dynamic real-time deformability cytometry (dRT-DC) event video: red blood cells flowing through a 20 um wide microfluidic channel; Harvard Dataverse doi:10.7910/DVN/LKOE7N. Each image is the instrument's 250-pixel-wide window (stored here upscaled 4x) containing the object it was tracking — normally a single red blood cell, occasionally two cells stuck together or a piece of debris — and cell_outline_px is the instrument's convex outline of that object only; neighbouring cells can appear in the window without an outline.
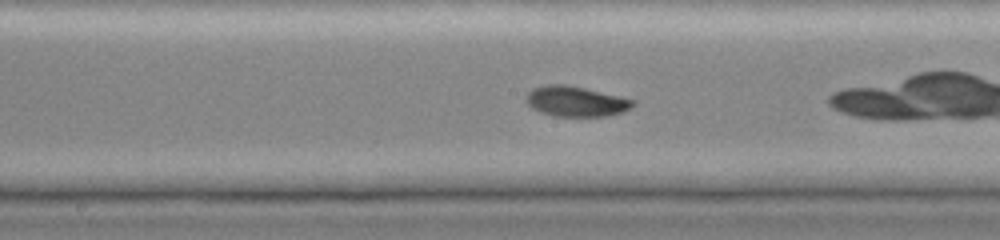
{"species": "common noctule bat (a hibernating species)", "species_latin": "Nyctalus noctula", "temperature_condition": "cold", "stored_images_in_passage": 47, "camera_frame_rate_fps": 3000, "um_per_image_px": 0.085, "animal": {"sex": "female", "body_mass_g": 19.0, "forearm_length_mm": 51.5}, "frame": {"image": 1, "passage_image": 22, "time_ms": 7.0, "image_size_px": [1000, 240], "cell_outline_px": [[636, 104], [620, 112], [608, 116], [552, 116], [540, 112], [532, 108], [524, 100], [524, 96], [532, 88], [548, 84], [568, 84], [636, 100]], "centroid_in_image_um": [48.89, 8.61], "position_along_channel_um": 199.3, "area_um2": 18.96}}
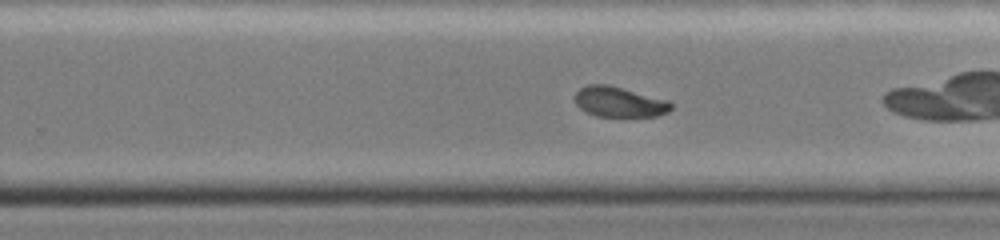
{"frame": {"image": 2, "passage_image": 28, "time_ms": 9.0, "image_size_px": [1000, 240], "cell_outline_px": [[672, 108], [668, 112], [656, 116], [596, 116], [584, 112], [576, 104], [576, 92], [580, 88], [588, 84], [608, 84], [672, 100]], "centroid_in_image_um": [52.68, 8.65], "position_along_channel_um": 277.1, "area_um2": 17.22}}
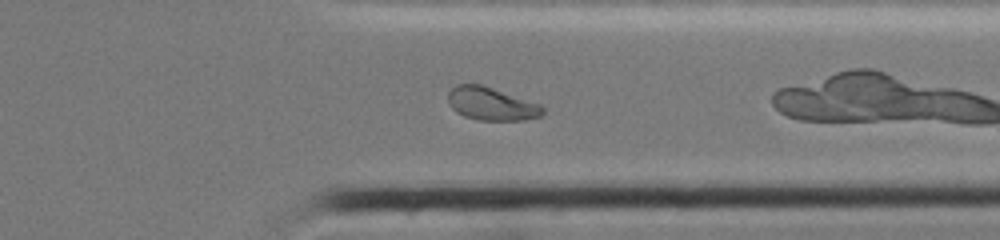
{"frame": {"image": 3, "passage_image": 35, "time_ms": 11.333, "image_size_px": [1000, 240], "cell_outline_px": [[544, 112], [540, 116], [524, 120], [476, 120], [464, 116], [456, 112], [448, 104], [448, 92], [456, 84], [484, 84], [540, 104], [544, 108]], "centroid_in_image_um": [41.75, 8.81], "position_along_channel_um": 369.7, "area_um2": 18.44}, "authors_computed_cell_mechanics": {"area_um2": 19.363, "velocity_mm_per_s": 3.9234, "shape_relaxation_time_tau1_ms": 8.4171, "shape_relaxation_time_tau2_ms": 1.1553, "deformation_change_tau1": 0.242, "deformation_change_tau2": 0.0417}}